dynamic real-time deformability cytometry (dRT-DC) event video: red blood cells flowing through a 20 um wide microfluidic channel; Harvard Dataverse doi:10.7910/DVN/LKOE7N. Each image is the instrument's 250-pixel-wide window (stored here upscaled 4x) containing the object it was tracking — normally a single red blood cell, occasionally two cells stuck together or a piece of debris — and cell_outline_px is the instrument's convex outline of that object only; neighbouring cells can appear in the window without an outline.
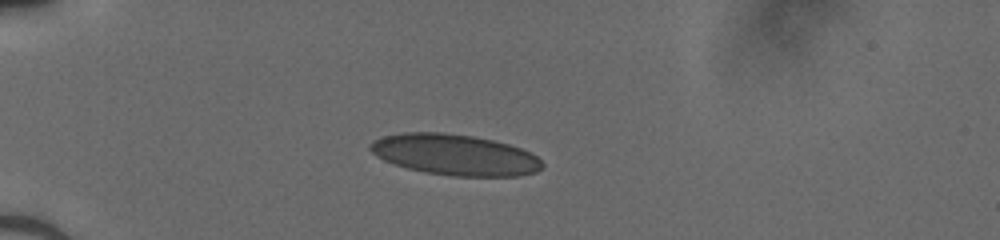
{"species": "human", "species_latin": "Homo sapiens", "temperature_condition": "cold", "stored_images_in_passage": 37, "camera_frame_rate_fps": 3000, "um_per_image_px": 0.085, "donor": {"sex": "male"}, "frame": {"image": 1, "passage_image": 1, "time_ms": 0.0, "image_size_px": [1000, 240], "cell_outline_px": [[544, 168], [536, 172], [516, 176], [452, 176], [424, 172], [408, 168], [384, 160], [376, 156], [368, 148], [368, 144], [384, 136], [404, 132], [440, 132], [472, 136], [492, 140], [508, 144], [520, 148], [536, 156], [544, 164]], "centroid_in_image_um": [38.66, 13.16], "position_along_channel_um": 46.3, "area_um2": 40.86}}
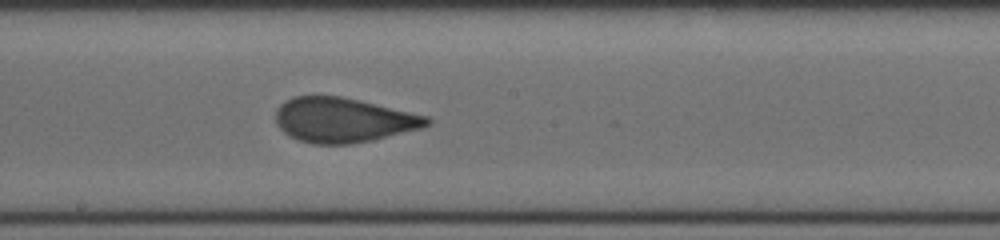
{"frame": {"image": 2, "passage_image": 16, "time_ms": 5.0, "image_size_px": [1000, 240], "cell_outline_px": [[432, 124], [424, 128], [372, 140], [352, 144], [312, 144], [296, 140], [284, 132], [280, 128], [276, 120], [276, 108], [284, 100], [292, 96], [340, 96], [428, 116], [432, 120]], "centroid_in_image_um": [29.18, 10.21], "position_along_channel_um": 219.0, "area_um2": 39.54}}
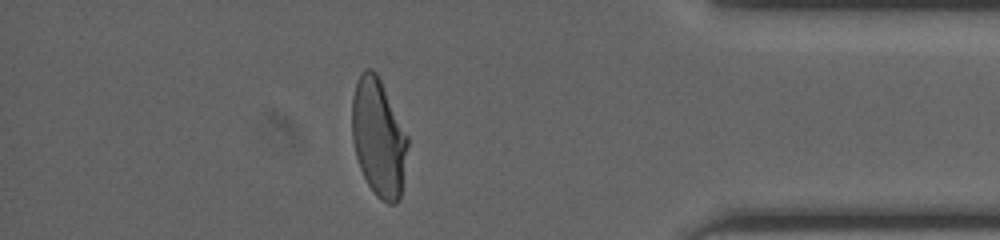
{"frame": {"image": 3, "passage_image": 31, "time_ms": 10.0, "image_size_px": [1000, 240], "cell_outline_px": [[408, 144], [400, 200], [396, 204], [388, 204], [380, 200], [376, 196], [368, 184], [360, 168], [356, 156], [352, 140], [352, 96], [356, 80], [360, 72], [364, 68], [372, 68], [376, 72], [408, 136]], "centroid_in_image_um": [32.16, 11.7], "position_along_channel_um": 403.0, "area_um2": 38.32}}